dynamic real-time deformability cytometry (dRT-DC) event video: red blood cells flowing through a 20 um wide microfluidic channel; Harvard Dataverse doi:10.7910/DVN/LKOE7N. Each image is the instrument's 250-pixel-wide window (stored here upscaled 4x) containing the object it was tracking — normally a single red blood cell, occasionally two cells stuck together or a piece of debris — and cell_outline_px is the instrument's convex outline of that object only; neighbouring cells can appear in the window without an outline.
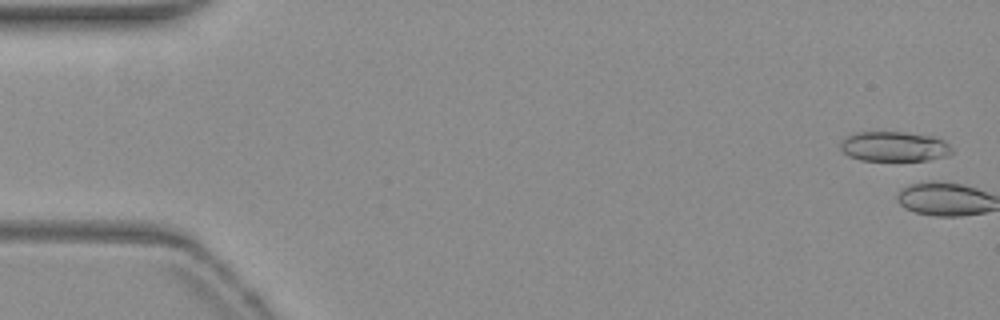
{"species": "common noctule bat (a hibernating species)", "species_latin": "Nyctalus noctula", "temperature_condition": "warm", "stored_images_in_passage": 3, "camera_frame_rate_fps": 3000, "um_per_image_px": 0.085, "animal": {"sex": "female", "body_mass_g": 19.3, "forearm_length_mm": 54.1}, "frame": {"image": 1, "passage_image": 2, "time_ms": 0.333, "image_size_px": [1000, 320], "cell_outline_px": [[952, 152], [944, 156], [928, 160], [860, 160], [848, 156], [840, 148], [840, 144], [848, 136], [856, 132], [904, 132], [932, 136], [944, 140], [952, 148]], "centroid_in_image_um": [76.0, 12.45], "position_along_channel_um": 9.0, "area_um2": 19.25}}